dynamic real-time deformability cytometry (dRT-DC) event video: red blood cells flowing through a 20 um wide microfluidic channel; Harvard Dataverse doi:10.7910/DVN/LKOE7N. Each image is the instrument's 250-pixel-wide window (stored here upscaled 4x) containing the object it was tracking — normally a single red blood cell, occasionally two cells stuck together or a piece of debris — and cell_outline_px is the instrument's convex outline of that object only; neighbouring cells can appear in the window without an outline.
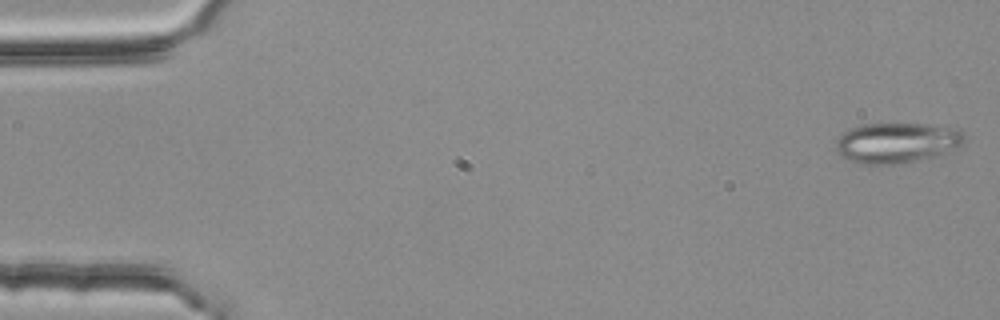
{"species": "common noctule bat (a hibernating species)", "species_latin": "Nyctalus noctula", "temperature_condition": "room temperature", "stored_images_in_passage": 11, "camera_frame_rate_fps": 3000, "um_per_image_px": 0.085, "animal": {"sex": "female", "body_mass_g": 25.1}, "frame": {"image": 1, "passage_image": 1, "time_ms": 0.0, "image_size_px": [1000, 320], "cell_outline_px": [[964, 144], [940, 152], [912, 160], [892, 164], [864, 164], [852, 160], [836, 152], [836, 140], [844, 132], [852, 128], [864, 124], [924, 124], [964, 132]], "centroid_in_image_um": [76.13, 12.11], "position_along_channel_um": 8.9, "area_um2": 28.84}}